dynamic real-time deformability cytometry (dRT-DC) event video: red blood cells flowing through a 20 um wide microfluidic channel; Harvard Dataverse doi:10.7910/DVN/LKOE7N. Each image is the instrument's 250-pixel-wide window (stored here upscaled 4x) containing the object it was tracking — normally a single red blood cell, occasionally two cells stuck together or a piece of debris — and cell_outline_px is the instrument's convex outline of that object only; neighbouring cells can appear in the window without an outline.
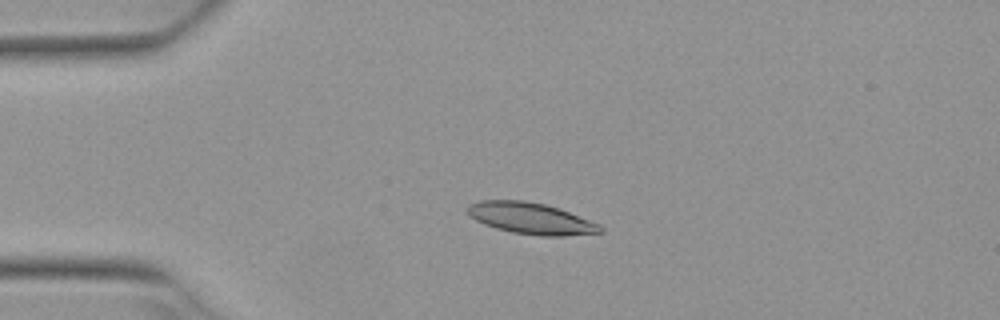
{"species": "Egyptian fruit bat (a non-hibernating species)", "species_latin": "Rousettus aegyptiacus", "temperature_condition": "warm", "stored_images_in_passage": 4, "camera_frame_rate_fps": 3000, "um_per_image_px": 0.085, "animal": {"sex": "female"}, "frame": {"image": 1, "passage_image": 3, "time_ms": 0.667, "image_size_px": [1000, 320], "cell_outline_px": [[604, 232], [564, 236], [540, 236], [512, 232], [496, 228], [484, 224], [468, 216], [464, 212], [464, 208], [468, 204], [480, 200], [524, 200], [544, 204], [560, 208], [600, 224], [604, 228]], "centroid_in_image_um": [45.09, 18.55], "position_along_channel_um": 39.9, "area_um2": 24.68}}